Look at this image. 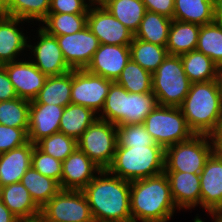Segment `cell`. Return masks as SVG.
Listing matches in <instances>:
<instances>
[{"mask_svg": "<svg viewBox=\"0 0 222 222\" xmlns=\"http://www.w3.org/2000/svg\"><path fill=\"white\" fill-rule=\"evenodd\" d=\"M82 191L94 222H132L130 181L102 169Z\"/></svg>", "mask_w": 222, "mask_h": 222, "instance_id": "6da1fadb", "label": "cell"}, {"mask_svg": "<svg viewBox=\"0 0 222 222\" xmlns=\"http://www.w3.org/2000/svg\"><path fill=\"white\" fill-rule=\"evenodd\" d=\"M176 210L165 172L130 182L132 222H169Z\"/></svg>", "mask_w": 222, "mask_h": 222, "instance_id": "7a4b0ae2", "label": "cell"}, {"mask_svg": "<svg viewBox=\"0 0 222 222\" xmlns=\"http://www.w3.org/2000/svg\"><path fill=\"white\" fill-rule=\"evenodd\" d=\"M179 108L195 135H210L222 116V97L215 80L191 83Z\"/></svg>", "mask_w": 222, "mask_h": 222, "instance_id": "3957f363", "label": "cell"}, {"mask_svg": "<svg viewBox=\"0 0 222 222\" xmlns=\"http://www.w3.org/2000/svg\"><path fill=\"white\" fill-rule=\"evenodd\" d=\"M158 105L157 97L153 92L129 93L125 88L113 82L102 111L98 114V119L116 126L143 124L146 116Z\"/></svg>", "mask_w": 222, "mask_h": 222, "instance_id": "277c9868", "label": "cell"}, {"mask_svg": "<svg viewBox=\"0 0 222 222\" xmlns=\"http://www.w3.org/2000/svg\"><path fill=\"white\" fill-rule=\"evenodd\" d=\"M165 149L162 146L116 147L107 170L119 178L134 181L164 172Z\"/></svg>", "mask_w": 222, "mask_h": 222, "instance_id": "5b68a950", "label": "cell"}, {"mask_svg": "<svg viewBox=\"0 0 222 222\" xmlns=\"http://www.w3.org/2000/svg\"><path fill=\"white\" fill-rule=\"evenodd\" d=\"M190 85L181 56L167 55L152 74V92L160 106L179 107L187 96Z\"/></svg>", "mask_w": 222, "mask_h": 222, "instance_id": "8992f818", "label": "cell"}, {"mask_svg": "<svg viewBox=\"0 0 222 222\" xmlns=\"http://www.w3.org/2000/svg\"><path fill=\"white\" fill-rule=\"evenodd\" d=\"M143 125L155 143L164 149L194 135L179 107L158 105L146 116Z\"/></svg>", "mask_w": 222, "mask_h": 222, "instance_id": "52a82bcc", "label": "cell"}, {"mask_svg": "<svg viewBox=\"0 0 222 222\" xmlns=\"http://www.w3.org/2000/svg\"><path fill=\"white\" fill-rule=\"evenodd\" d=\"M214 152L210 135H193L189 140L165 148L164 171L200 174Z\"/></svg>", "mask_w": 222, "mask_h": 222, "instance_id": "ba28073f", "label": "cell"}, {"mask_svg": "<svg viewBox=\"0 0 222 222\" xmlns=\"http://www.w3.org/2000/svg\"><path fill=\"white\" fill-rule=\"evenodd\" d=\"M77 146L101 169H107L117 146L116 125L97 119L77 140Z\"/></svg>", "mask_w": 222, "mask_h": 222, "instance_id": "9c48e42d", "label": "cell"}, {"mask_svg": "<svg viewBox=\"0 0 222 222\" xmlns=\"http://www.w3.org/2000/svg\"><path fill=\"white\" fill-rule=\"evenodd\" d=\"M47 222H94L83 191L60 190L42 208Z\"/></svg>", "mask_w": 222, "mask_h": 222, "instance_id": "30bf717a", "label": "cell"}, {"mask_svg": "<svg viewBox=\"0 0 222 222\" xmlns=\"http://www.w3.org/2000/svg\"><path fill=\"white\" fill-rule=\"evenodd\" d=\"M112 83L113 81L86 69L72 70L71 103L90 108L98 115Z\"/></svg>", "mask_w": 222, "mask_h": 222, "instance_id": "8fae6325", "label": "cell"}, {"mask_svg": "<svg viewBox=\"0 0 222 222\" xmlns=\"http://www.w3.org/2000/svg\"><path fill=\"white\" fill-rule=\"evenodd\" d=\"M56 39L67 65L72 70L86 69L100 46L98 38L88 26L73 34L56 36Z\"/></svg>", "mask_w": 222, "mask_h": 222, "instance_id": "7c38bea8", "label": "cell"}, {"mask_svg": "<svg viewBox=\"0 0 222 222\" xmlns=\"http://www.w3.org/2000/svg\"><path fill=\"white\" fill-rule=\"evenodd\" d=\"M37 29V40L39 41L35 42V45H32L31 42L28 44L31 53L29 58L33 64L47 77L62 75L71 71L72 69L67 65L56 37L49 35L41 27ZM32 57L33 59H31Z\"/></svg>", "mask_w": 222, "mask_h": 222, "instance_id": "4fadbf2b", "label": "cell"}, {"mask_svg": "<svg viewBox=\"0 0 222 222\" xmlns=\"http://www.w3.org/2000/svg\"><path fill=\"white\" fill-rule=\"evenodd\" d=\"M87 26L100 44L129 46L134 38V33L105 7L89 8Z\"/></svg>", "mask_w": 222, "mask_h": 222, "instance_id": "5bb4252c", "label": "cell"}, {"mask_svg": "<svg viewBox=\"0 0 222 222\" xmlns=\"http://www.w3.org/2000/svg\"><path fill=\"white\" fill-rule=\"evenodd\" d=\"M4 67L19 98L34 100L47 79L30 58L25 61L24 58H18L17 61L4 64Z\"/></svg>", "mask_w": 222, "mask_h": 222, "instance_id": "9a60e30c", "label": "cell"}, {"mask_svg": "<svg viewBox=\"0 0 222 222\" xmlns=\"http://www.w3.org/2000/svg\"><path fill=\"white\" fill-rule=\"evenodd\" d=\"M102 169L78 147L62 162L61 190L82 191Z\"/></svg>", "mask_w": 222, "mask_h": 222, "instance_id": "2e32d148", "label": "cell"}, {"mask_svg": "<svg viewBox=\"0 0 222 222\" xmlns=\"http://www.w3.org/2000/svg\"><path fill=\"white\" fill-rule=\"evenodd\" d=\"M130 59V46L100 44L86 70L116 82Z\"/></svg>", "mask_w": 222, "mask_h": 222, "instance_id": "e0dca14e", "label": "cell"}, {"mask_svg": "<svg viewBox=\"0 0 222 222\" xmlns=\"http://www.w3.org/2000/svg\"><path fill=\"white\" fill-rule=\"evenodd\" d=\"M201 207L206 212L222 208V154L213 152L200 173Z\"/></svg>", "mask_w": 222, "mask_h": 222, "instance_id": "ac0fdd59", "label": "cell"}, {"mask_svg": "<svg viewBox=\"0 0 222 222\" xmlns=\"http://www.w3.org/2000/svg\"><path fill=\"white\" fill-rule=\"evenodd\" d=\"M24 21L30 23L20 18L0 14V65L17 61L20 54L28 49L30 41L27 39L30 38L25 36L19 25L25 23Z\"/></svg>", "mask_w": 222, "mask_h": 222, "instance_id": "d6986e66", "label": "cell"}, {"mask_svg": "<svg viewBox=\"0 0 222 222\" xmlns=\"http://www.w3.org/2000/svg\"><path fill=\"white\" fill-rule=\"evenodd\" d=\"M64 108L58 105L30 103L28 140L36 144L42 138L59 132Z\"/></svg>", "mask_w": 222, "mask_h": 222, "instance_id": "ffe728a7", "label": "cell"}, {"mask_svg": "<svg viewBox=\"0 0 222 222\" xmlns=\"http://www.w3.org/2000/svg\"><path fill=\"white\" fill-rule=\"evenodd\" d=\"M168 177L172 198L179 210L201 207L200 174L164 171Z\"/></svg>", "mask_w": 222, "mask_h": 222, "instance_id": "44dd1931", "label": "cell"}, {"mask_svg": "<svg viewBox=\"0 0 222 222\" xmlns=\"http://www.w3.org/2000/svg\"><path fill=\"white\" fill-rule=\"evenodd\" d=\"M35 145L29 141L21 147L0 154V187L21 182L22 176L31 167Z\"/></svg>", "mask_w": 222, "mask_h": 222, "instance_id": "7402d4cb", "label": "cell"}, {"mask_svg": "<svg viewBox=\"0 0 222 222\" xmlns=\"http://www.w3.org/2000/svg\"><path fill=\"white\" fill-rule=\"evenodd\" d=\"M0 200L19 220L41 215V209L21 182L0 187Z\"/></svg>", "mask_w": 222, "mask_h": 222, "instance_id": "603a6c76", "label": "cell"}, {"mask_svg": "<svg viewBox=\"0 0 222 222\" xmlns=\"http://www.w3.org/2000/svg\"><path fill=\"white\" fill-rule=\"evenodd\" d=\"M72 70L56 76L47 77L44 86L30 103L58 105L71 104Z\"/></svg>", "mask_w": 222, "mask_h": 222, "instance_id": "cb8c5ba5", "label": "cell"}, {"mask_svg": "<svg viewBox=\"0 0 222 222\" xmlns=\"http://www.w3.org/2000/svg\"><path fill=\"white\" fill-rule=\"evenodd\" d=\"M200 26L172 19L166 45L168 55L180 56L196 50Z\"/></svg>", "mask_w": 222, "mask_h": 222, "instance_id": "d4e9b609", "label": "cell"}, {"mask_svg": "<svg viewBox=\"0 0 222 222\" xmlns=\"http://www.w3.org/2000/svg\"><path fill=\"white\" fill-rule=\"evenodd\" d=\"M173 19L206 25L214 20V0H174Z\"/></svg>", "mask_w": 222, "mask_h": 222, "instance_id": "484cf974", "label": "cell"}, {"mask_svg": "<svg viewBox=\"0 0 222 222\" xmlns=\"http://www.w3.org/2000/svg\"><path fill=\"white\" fill-rule=\"evenodd\" d=\"M97 119L98 115L90 108L71 103L63 110L59 132L78 140Z\"/></svg>", "mask_w": 222, "mask_h": 222, "instance_id": "4316f807", "label": "cell"}, {"mask_svg": "<svg viewBox=\"0 0 222 222\" xmlns=\"http://www.w3.org/2000/svg\"><path fill=\"white\" fill-rule=\"evenodd\" d=\"M172 19L146 10L134 38L166 47Z\"/></svg>", "mask_w": 222, "mask_h": 222, "instance_id": "83f0119b", "label": "cell"}, {"mask_svg": "<svg viewBox=\"0 0 222 222\" xmlns=\"http://www.w3.org/2000/svg\"><path fill=\"white\" fill-rule=\"evenodd\" d=\"M21 183L40 209L61 190L56 180L40 174L32 166L22 176Z\"/></svg>", "mask_w": 222, "mask_h": 222, "instance_id": "f1b7e54d", "label": "cell"}, {"mask_svg": "<svg viewBox=\"0 0 222 222\" xmlns=\"http://www.w3.org/2000/svg\"><path fill=\"white\" fill-rule=\"evenodd\" d=\"M104 7L134 34L146 12L142 0H109Z\"/></svg>", "mask_w": 222, "mask_h": 222, "instance_id": "f546056e", "label": "cell"}, {"mask_svg": "<svg viewBox=\"0 0 222 222\" xmlns=\"http://www.w3.org/2000/svg\"><path fill=\"white\" fill-rule=\"evenodd\" d=\"M180 56L184 72L191 83L215 80L217 65L209 57L197 50Z\"/></svg>", "mask_w": 222, "mask_h": 222, "instance_id": "4dcf8cb0", "label": "cell"}, {"mask_svg": "<svg viewBox=\"0 0 222 222\" xmlns=\"http://www.w3.org/2000/svg\"><path fill=\"white\" fill-rule=\"evenodd\" d=\"M50 0H9L1 9L2 14L28 22L40 23L49 13Z\"/></svg>", "mask_w": 222, "mask_h": 222, "instance_id": "1f68e13d", "label": "cell"}, {"mask_svg": "<svg viewBox=\"0 0 222 222\" xmlns=\"http://www.w3.org/2000/svg\"><path fill=\"white\" fill-rule=\"evenodd\" d=\"M129 46L131 59L152 74L168 55L166 47L137 38H133Z\"/></svg>", "mask_w": 222, "mask_h": 222, "instance_id": "d6a6232c", "label": "cell"}, {"mask_svg": "<svg viewBox=\"0 0 222 222\" xmlns=\"http://www.w3.org/2000/svg\"><path fill=\"white\" fill-rule=\"evenodd\" d=\"M87 16L88 14L48 13L40 27L55 37L73 34L87 26Z\"/></svg>", "mask_w": 222, "mask_h": 222, "instance_id": "836d02e7", "label": "cell"}, {"mask_svg": "<svg viewBox=\"0 0 222 222\" xmlns=\"http://www.w3.org/2000/svg\"><path fill=\"white\" fill-rule=\"evenodd\" d=\"M116 83L125 88L129 93H151L152 73L130 59Z\"/></svg>", "mask_w": 222, "mask_h": 222, "instance_id": "e575fe53", "label": "cell"}, {"mask_svg": "<svg viewBox=\"0 0 222 222\" xmlns=\"http://www.w3.org/2000/svg\"><path fill=\"white\" fill-rule=\"evenodd\" d=\"M196 50L209 57L218 66L222 64V27L214 22L201 25Z\"/></svg>", "mask_w": 222, "mask_h": 222, "instance_id": "d590c367", "label": "cell"}, {"mask_svg": "<svg viewBox=\"0 0 222 222\" xmlns=\"http://www.w3.org/2000/svg\"><path fill=\"white\" fill-rule=\"evenodd\" d=\"M30 100L14 98L0 102V124L15 128L29 127Z\"/></svg>", "mask_w": 222, "mask_h": 222, "instance_id": "8d00e7d4", "label": "cell"}, {"mask_svg": "<svg viewBox=\"0 0 222 222\" xmlns=\"http://www.w3.org/2000/svg\"><path fill=\"white\" fill-rule=\"evenodd\" d=\"M36 146L45 154L50 155L61 162H63L78 147L75 138L67 136L62 132H56L50 136L42 138L36 143Z\"/></svg>", "mask_w": 222, "mask_h": 222, "instance_id": "74e56055", "label": "cell"}, {"mask_svg": "<svg viewBox=\"0 0 222 222\" xmlns=\"http://www.w3.org/2000/svg\"><path fill=\"white\" fill-rule=\"evenodd\" d=\"M117 146L116 147H134V146H160L155 143L152 136L146 131L143 124H127L116 126Z\"/></svg>", "mask_w": 222, "mask_h": 222, "instance_id": "f35d334b", "label": "cell"}, {"mask_svg": "<svg viewBox=\"0 0 222 222\" xmlns=\"http://www.w3.org/2000/svg\"><path fill=\"white\" fill-rule=\"evenodd\" d=\"M31 166L40 174L50 177L60 184L62 178V162L45 154L36 145L33 148Z\"/></svg>", "mask_w": 222, "mask_h": 222, "instance_id": "ab89813d", "label": "cell"}, {"mask_svg": "<svg viewBox=\"0 0 222 222\" xmlns=\"http://www.w3.org/2000/svg\"><path fill=\"white\" fill-rule=\"evenodd\" d=\"M28 128H15L0 124V154L28 143Z\"/></svg>", "mask_w": 222, "mask_h": 222, "instance_id": "60d3db41", "label": "cell"}, {"mask_svg": "<svg viewBox=\"0 0 222 222\" xmlns=\"http://www.w3.org/2000/svg\"><path fill=\"white\" fill-rule=\"evenodd\" d=\"M84 0H50L49 13L88 14Z\"/></svg>", "mask_w": 222, "mask_h": 222, "instance_id": "b9f144b4", "label": "cell"}, {"mask_svg": "<svg viewBox=\"0 0 222 222\" xmlns=\"http://www.w3.org/2000/svg\"><path fill=\"white\" fill-rule=\"evenodd\" d=\"M146 10L173 19L174 0H142Z\"/></svg>", "mask_w": 222, "mask_h": 222, "instance_id": "7bdbcfd3", "label": "cell"}, {"mask_svg": "<svg viewBox=\"0 0 222 222\" xmlns=\"http://www.w3.org/2000/svg\"><path fill=\"white\" fill-rule=\"evenodd\" d=\"M17 98L4 65H0V102Z\"/></svg>", "mask_w": 222, "mask_h": 222, "instance_id": "ee69618b", "label": "cell"}, {"mask_svg": "<svg viewBox=\"0 0 222 222\" xmlns=\"http://www.w3.org/2000/svg\"><path fill=\"white\" fill-rule=\"evenodd\" d=\"M210 138L212 141L214 152L222 154V116L215 130L210 134Z\"/></svg>", "mask_w": 222, "mask_h": 222, "instance_id": "f6af8a7d", "label": "cell"}, {"mask_svg": "<svg viewBox=\"0 0 222 222\" xmlns=\"http://www.w3.org/2000/svg\"><path fill=\"white\" fill-rule=\"evenodd\" d=\"M0 222H20V220L0 200Z\"/></svg>", "mask_w": 222, "mask_h": 222, "instance_id": "bcb514c9", "label": "cell"}, {"mask_svg": "<svg viewBox=\"0 0 222 222\" xmlns=\"http://www.w3.org/2000/svg\"><path fill=\"white\" fill-rule=\"evenodd\" d=\"M213 22L222 27V0H214V20Z\"/></svg>", "mask_w": 222, "mask_h": 222, "instance_id": "7dc6e473", "label": "cell"}, {"mask_svg": "<svg viewBox=\"0 0 222 222\" xmlns=\"http://www.w3.org/2000/svg\"><path fill=\"white\" fill-rule=\"evenodd\" d=\"M209 215L212 216L214 222H222V208L208 211ZM200 216H195L194 222H204L203 219L199 218Z\"/></svg>", "mask_w": 222, "mask_h": 222, "instance_id": "c3c4849f", "label": "cell"}, {"mask_svg": "<svg viewBox=\"0 0 222 222\" xmlns=\"http://www.w3.org/2000/svg\"><path fill=\"white\" fill-rule=\"evenodd\" d=\"M215 82L222 97V64L216 67Z\"/></svg>", "mask_w": 222, "mask_h": 222, "instance_id": "681fc988", "label": "cell"}, {"mask_svg": "<svg viewBox=\"0 0 222 222\" xmlns=\"http://www.w3.org/2000/svg\"><path fill=\"white\" fill-rule=\"evenodd\" d=\"M85 3L91 7H104L106 5V0H84Z\"/></svg>", "mask_w": 222, "mask_h": 222, "instance_id": "f907efd6", "label": "cell"}, {"mask_svg": "<svg viewBox=\"0 0 222 222\" xmlns=\"http://www.w3.org/2000/svg\"><path fill=\"white\" fill-rule=\"evenodd\" d=\"M20 222H47V221L41 215H39L33 218L20 220Z\"/></svg>", "mask_w": 222, "mask_h": 222, "instance_id": "816d5d0a", "label": "cell"}, {"mask_svg": "<svg viewBox=\"0 0 222 222\" xmlns=\"http://www.w3.org/2000/svg\"><path fill=\"white\" fill-rule=\"evenodd\" d=\"M8 2L9 0H0V9H2Z\"/></svg>", "mask_w": 222, "mask_h": 222, "instance_id": "f5cc1de1", "label": "cell"}]
</instances>
